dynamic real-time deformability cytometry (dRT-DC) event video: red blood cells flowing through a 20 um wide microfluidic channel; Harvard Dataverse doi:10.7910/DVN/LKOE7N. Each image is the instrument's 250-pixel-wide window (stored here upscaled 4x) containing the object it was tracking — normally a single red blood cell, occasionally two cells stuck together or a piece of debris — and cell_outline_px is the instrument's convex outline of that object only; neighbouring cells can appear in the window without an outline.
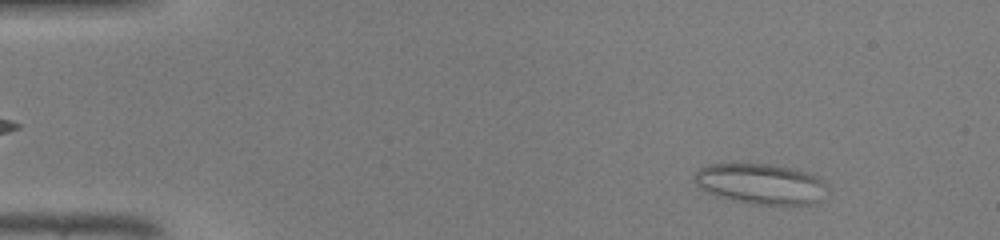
{"species": "common noctule bat (a hibernating species)", "species_latin": "Nyctalus noctula", "temperature_condition": "warm", "stored_images_in_passage": 47, "camera_frame_rate_fps": 3000, "um_per_image_px": 0.085, "animal": {"sex": "male", "body_mass_g": 19.0, "forearm_length_mm": 50.8}, "frame": {"image": 1, "passage_image": 5, "time_ms": 1.333, "image_size_px": [1000, 240], "cell_outline_px": [[828, 188], [812, 204], [756, 204], [732, 200], [716, 196], [700, 188], [696, 184], [692, 176], [700, 168], [708, 164], [776, 164], [796, 168], [808, 172], [824, 180]], "centroid_in_image_um": [64.64, 15.6], "position_along_channel_um": 20.4, "area_um2": 31.39}}
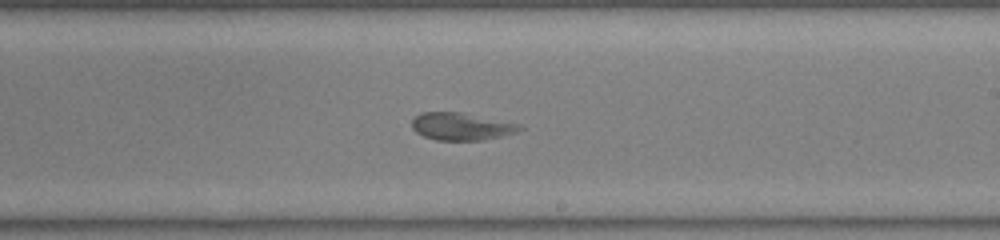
{"frame": {"image": 2, "passage_image": 28, "time_ms": 9.0, "image_size_px": [1000, 240], "cell_outline_px": [[524, 128], [516, 132], [500, 136], [480, 140], [436, 140], [424, 136], [416, 132], [412, 128], [412, 120], [420, 112], [460, 112], [520, 124]], "centroid_in_image_um": [39.19, 10.74], "position_along_channel_um": 249.8, "area_um2": 17.05}}
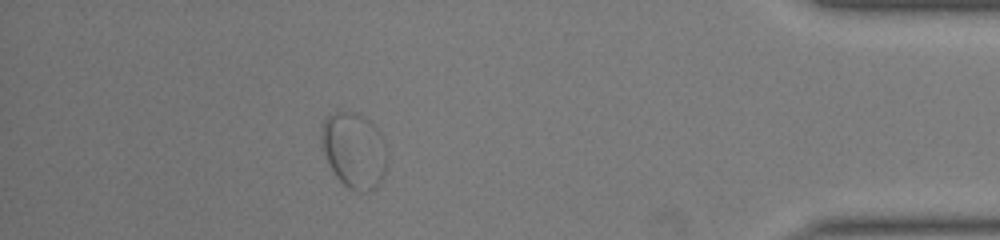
{"frame": {"image": 3, "passage_image": 42, "time_ms": 13.667, "image_size_px": [1000, 240], "cell_outline_px": [[384, 176], [376, 188], [368, 192], [360, 192], [348, 188], [336, 176], [328, 164], [320, 140], [320, 128], [324, 120], [328, 116], [336, 112], [356, 112], [372, 120], [380, 132], [384, 140]], "centroid_in_image_um": [30.07, 12.75], "position_along_channel_um": 405.1, "area_um2": 29.07}}